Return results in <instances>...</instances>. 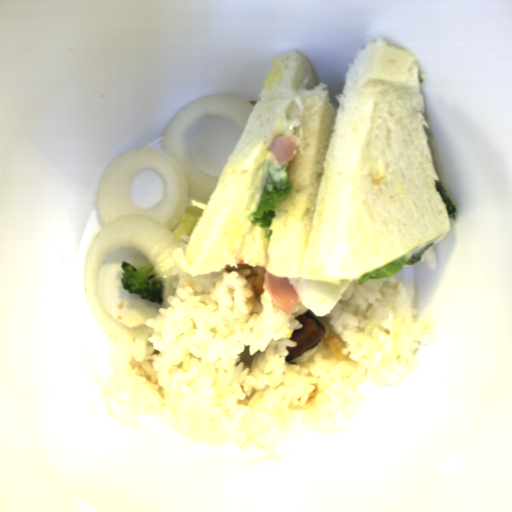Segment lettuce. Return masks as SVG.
Masks as SVG:
<instances>
[{
  "label": "lettuce",
  "instance_id": "obj_3",
  "mask_svg": "<svg viewBox=\"0 0 512 512\" xmlns=\"http://www.w3.org/2000/svg\"><path fill=\"white\" fill-rule=\"evenodd\" d=\"M435 182H436L437 191L445 203V209H446V212H447L449 218L454 219L456 210H457V206H456L452 196L446 192L445 187L442 182H440L436 179H435Z\"/></svg>",
  "mask_w": 512,
  "mask_h": 512
},
{
  "label": "lettuce",
  "instance_id": "obj_1",
  "mask_svg": "<svg viewBox=\"0 0 512 512\" xmlns=\"http://www.w3.org/2000/svg\"><path fill=\"white\" fill-rule=\"evenodd\" d=\"M288 176L275 182L271 179L268 172L267 181L263 192L260 196V202L256 212L249 214L247 217L252 225H258L263 238L272 237V229L270 228L273 218H276L275 209L280 204V199L289 197L294 190V181H287Z\"/></svg>",
  "mask_w": 512,
  "mask_h": 512
},
{
  "label": "lettuce",
  "instance_id": "obj_2",
  "mask_svg": "<svg viewBox=\"0 0 512 512\" xmlns=\"http://www.w3.org/2000/svg\"><path fill=\"white\" fill-rule=\"evenodd\" d=\"M433 243L423 246L422 249L416 255H412L409 259L407 256L401 257L384 267L369 272H364L363 274H361L359 278L358 286L365 283L369 279L385 278L387 276L400 272L401 270H403L404 267L414 266L415 264L421 261L424 252L430 249Z\"/></svg>",
  "mask_w": 512,
  "mask_h": 512
}]
</instances>
